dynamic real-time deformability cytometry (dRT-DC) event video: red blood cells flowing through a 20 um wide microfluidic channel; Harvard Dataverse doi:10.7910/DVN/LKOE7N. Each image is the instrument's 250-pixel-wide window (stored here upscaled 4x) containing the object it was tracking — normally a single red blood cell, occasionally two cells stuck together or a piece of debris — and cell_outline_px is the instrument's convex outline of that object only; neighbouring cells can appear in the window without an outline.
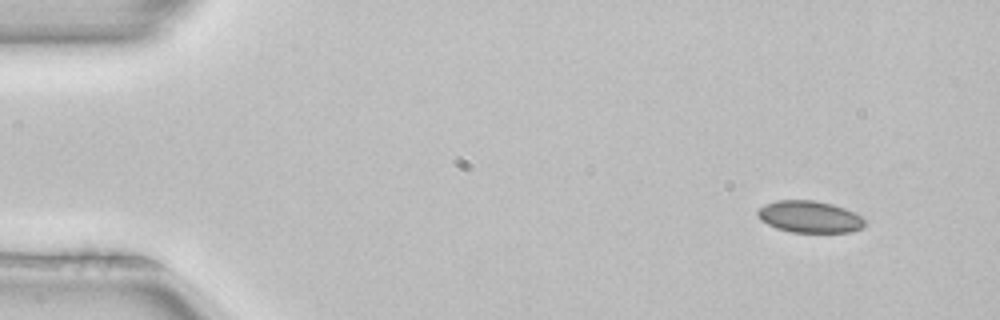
{"species": "common noctule bat (a hibernating species)", "species_latin": "Nyctalus noctula", "temperature_condition": "room temperature", "stored_images_in_passage": 3, "camera_frame_rate_fps": 3000, "um_per_image_px": 0.085, "animal": {"sex": "female", "body_mass_g": 22.7, "forearm_length_mm": 54.2}, "frame": {"image": 1, "passage_image": 1, "time_ms": 0.0, "image_size_px": [1000, 320], "cell_outline_px": [[864, 224], [860, 228], [852, 232], [792, 232], [776, 228], [760, 220], [756, 216], [756, 212], [764, 204], [776, 200], [812, 200], [832, 204], [844, 208], [860, 216], [864, 220]], "centroid_in_image_um": [68.76, 18.42], "position_along_channel_um": 16.2, "area_um2": 19.77}}
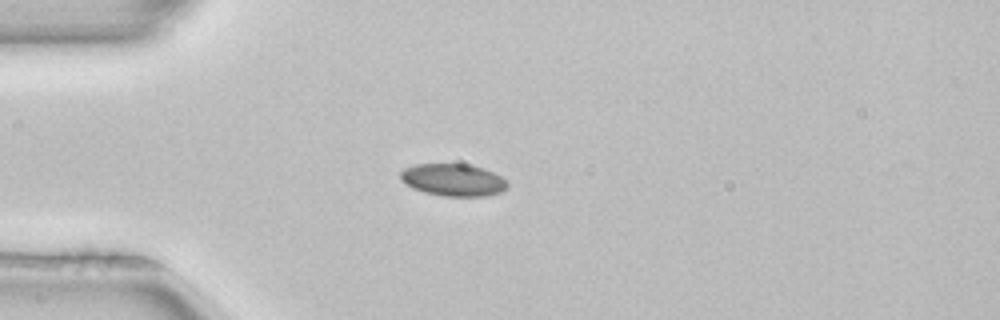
{"frame": {"image": 2, "passage_image": 3, "time_ms": 0.667, "image_size_px": [1000, 320], "cell_outline_px": [[508, 188], [500, 192], [484, 196], [444, 196], [424, 192], [412, 188], [400, 180], [400, 172], [404, 168], [416, 164], [464, 164], [480, 168], [492, 172], [500, 176], [508, 184]], "centroid_in_image_um": [38.48, 15.3], "position_along_channel_um": 46.5, "area_um2": 19.94}}